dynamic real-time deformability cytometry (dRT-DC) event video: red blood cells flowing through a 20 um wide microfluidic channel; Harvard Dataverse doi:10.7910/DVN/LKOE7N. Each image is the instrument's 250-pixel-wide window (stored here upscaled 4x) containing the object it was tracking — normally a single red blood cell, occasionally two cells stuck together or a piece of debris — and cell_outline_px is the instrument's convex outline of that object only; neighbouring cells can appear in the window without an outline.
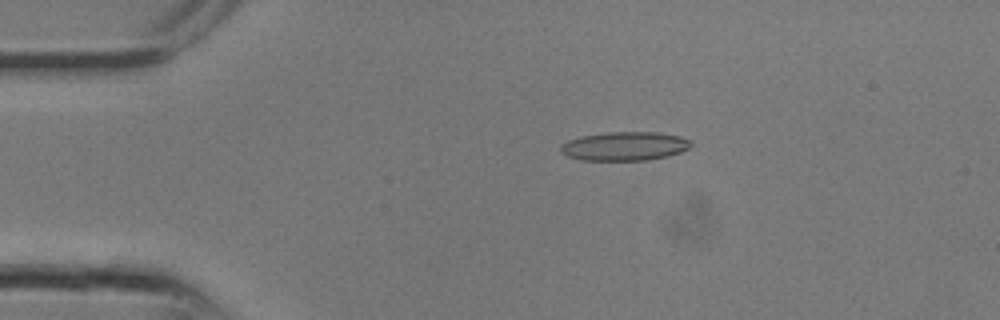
{"species": "common noctule bat (a hibernating species)", "species_latin": "Nyctalus noctula", "temperature_condition": "room temperature", "stored_images_in_passage": 17, "camera_frame_rate_fps": 3000, "um_per_image_px": 0.085, "animal": {"sex": "male", "body_mass_g": 13.3}, "frame": {"image": 1, "passage_image": 5, "time_ms": 1.333, "image_size_px": [1000, 320], "cell_outline_px": [[692, 144], [688, 148], [680, 152], [668, 156], [648, 160], [580, 160], [568, 156], [560, 152], [560, 148], [568, 140], [580, 136], [608, 132], [656, 132], [680, 136], [692, 140]], "centroid_in_image_um": [53.11, 12.42], "position_along_channel_um": 31.9, "area_um2": 21.91}}
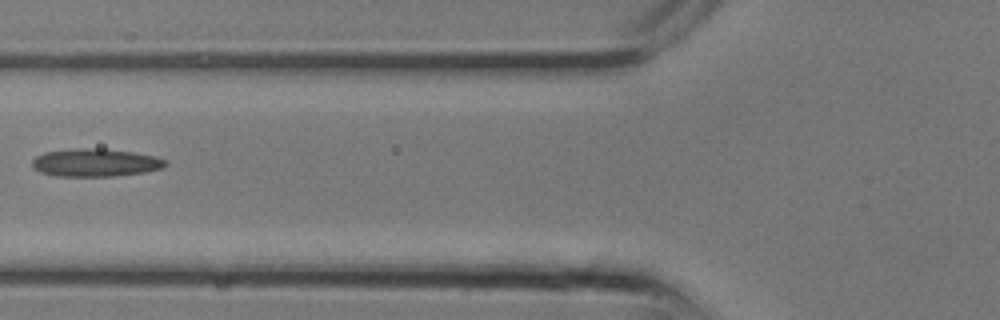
{"frame": {"image": 2, "passage_image": 10, "time_ms": 3.0, "image_size_px": [1000, 320], "cell_outline_px": [[168, 164], [160, 168], [144, 172], [112, 176], [56, 176], [40, 172], [32, 168], [32, 160], [36, 156], [44, 152], [72, 148], [104, 148], [132, 152], [156, 156], [164, 160]], "centroid_in_image_um": [8.06, 13.81], "position_along_channel_um": 117.7, "area_um2": 21.73}}
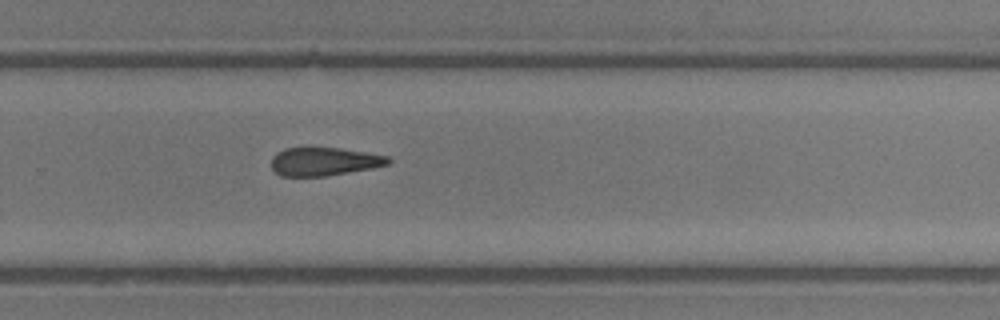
{"frame": {"image": 3, "passage_image": 17, "time_ms": 5.333, "image_size_px": [1000, 320], "cell_outline_px": [[392, 160], [388, 164], [372, 168], [324, 176], [280, 176], [272, 168], [272, 156], [276, 152], [284, 148], [340, 148], [388, 156]], "centroid_in_image_um": [27.53, 13.73], "position_along_channel_um": 302.3, "area_um2": 19.13}}